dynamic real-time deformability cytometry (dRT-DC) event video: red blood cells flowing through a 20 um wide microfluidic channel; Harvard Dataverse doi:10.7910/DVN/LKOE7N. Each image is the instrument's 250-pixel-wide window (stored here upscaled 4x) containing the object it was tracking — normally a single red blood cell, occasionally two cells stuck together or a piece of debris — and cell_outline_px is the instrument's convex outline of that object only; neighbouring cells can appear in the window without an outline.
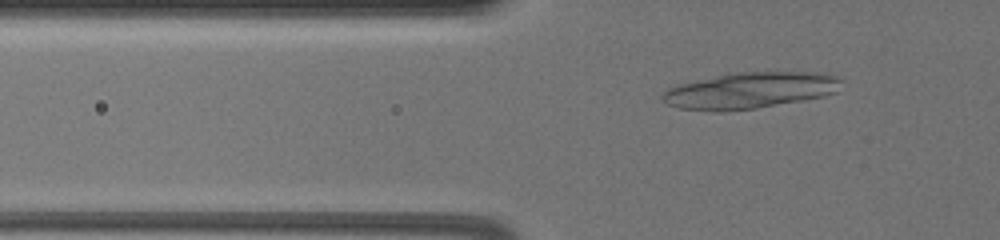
{"species": "common noctule bat (a hibernating species)", "species_latin": "Nyctalus noctula", "temperature_condition": "warm", "stored_images_in_passage": 52, "camera_frame_rate_fps": 3000, "um_per_image_px": 0.085, "animal": {"sex": "female", "body_mass_g": 19.5, "forearm_length_mm": 54.1}, "frame": {"image": 1, "passage_image": 13, "time_ms": 4.0, "image_size_px": [1000, 240], "cell_outline_px": [[844, 80], [836, 92], [824, 96], [756, 108], [680, 108], [668, 104], [660, 96], [668, 88], [676, 84], [736, 72], [808, 72], [836, 76]], "centroid_in_image_um": [63.81, 7.64], "position_along_channel_um": 62.0, "area_um2": 36.47}}
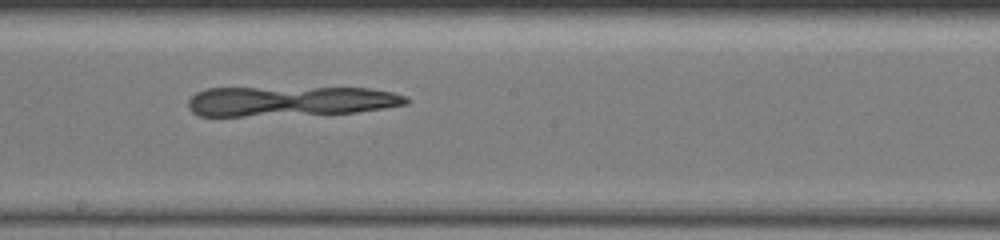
{"frame": {"image": 2, "passage_image": 28, "time_ms": 9.0, "image_size_px": [1000, 240], "cell_outline_px": [[412, 100], [404, 104], [384, 108], [356, 112], [244, 116], [200, 116], [192, 112], [188, 108], [188, 100], [196, 92], [204, 88], [368, 88], [392, 92], [404, 96]], "centroid_in_image_um": [24.62, 8.59], "position_along_channel_um": 223.6, "area_um2": 37.92}}
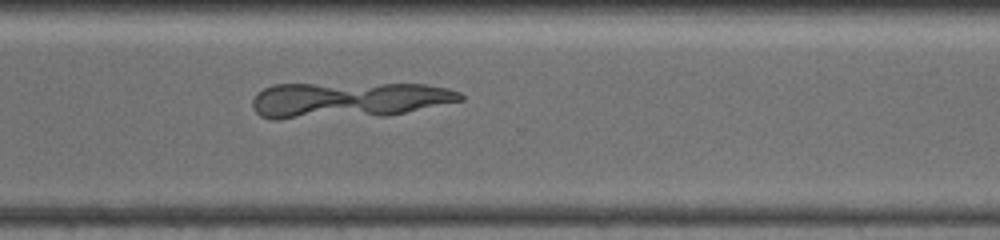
{"frame": {"image": 3, "passage_image": 38, "time_ms": 12.333, "image_size_px": [1000, 240], "cell_outline_px": [[464, 100], [388, 116], [276, 120], [260, 116], [252, 108], [252, 100], [264, 88], [272, 84], [424, 84], [444, 88], [460, 92], [464, 96]], "centroid_in_image_um": [29.57, 8.52], "position_along_channel_um": 341.0, "area_um2": 43.99}}